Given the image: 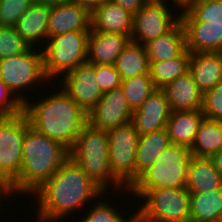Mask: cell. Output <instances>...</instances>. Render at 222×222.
I'll return each instance as SVG.
<instances>
[{
	"instance_id": "1",
	"label": "cell",
	"mask_w": 222,
	"mask_h": 222,
	"mask_svg": "<svg viewBox=\"0 0 222 222\" xmlns=\"http://www.w3.org/2000/svg\"><path fill=\"white\" fill-rule=\"evenodd\" d=\"M38 202V221L55 222L80 209L105 192L69 157L57 172L34 192ZM38 198V199H37Z\"/></svg>"
},
{
	"instance_id": "2",
	"label": "cell",
	"mask_w": 222,
	"mask_h": 222,
	"mask_svg": "<svg viewBox=\"0 0 222 222\" xmlns=\"http://www.w3.org/2000/svg\"><path fill=\"white\" fill-rule=\"evenodd\" d=\"M37 103H24L30 126L37 132L61 143L69 151L76 143L88 114L63 89Z\"/></svg>"
},
{
	"instance_id": "3",
	"label": "cell",
	"mask_w": 222,
	"mask_h": 222,
	"mask_svg": "<svg viewBox=\"0 0 222 222\" xmlns=\"http://www.w3.org/2000/svg\"><path fill=\"white\" fill-rule=\"evenodd\" d=\"M69 157L70 151L65 146L29 126L23 140L20 173L9 186L10 194L17 192L31 195L51 178Z\"/></svg>"
},
{
	"instance_id": "4",
	"label": "cell",
	"mask_w": 222,
	"mask_h": 222,
	"mask_svg": "<svg viewBox=\"0 0 222 222\" xmlns=\"http://www.w3.org/2000/svg\"><path fill=\"white\" fill-rule=\"evenodd\" d=\"M70 157L104 192L108 191L111 184L116 185L114 188L125 189L110 169L109 139L106 130L95 128L87 122L70 150Z\"/></svg>"
},
{
	"instance_id": "5",
	"label": "cell",
	"mask_w": 222,
	"mask_h": 222,
	"mask_svg": "<svg viewBox=\"0 0 222 222\" xmlns=\"http://www.w3.org/2000/svg\"><path fill=\"white\" fill-rule=\"evenodd\" d=\"M190 158L188 147L169 145L127 191L140 199L148 189L186 187Z\"/></svg>"
},
{
	"instance_id": "6",
	"label": "cell",
	"mask_w": 222,
	"mask_h": 222,
	"mask_svg": "<svg viewBox=\"0 0 222 222\" xmlns=\"http://www.w3.org/2000/svg\"><path fill=\"white\" fill-rule=\"evenodd\" d=\"M89 34L90 31H73L48 39L46 47H41L44 74L48 80L64 76L86 63Z\"/></svg>"
},
{
	"instance_id": "7",
	"label": "cell",
	"mask_w": 222,
	"mask_h": 222,
	"mask_svg": "<svg viewBox=\"0 0 222 222\" xmlns=\"http://www.w3.org/2000/svg\"><path fill=\"white\" fill-rule=\"evenodd\" d=\"M141 198L143 204L137 213L148 222H190L186 187L148 189Z\"/></svg>"
},
{
	"instance_id": "8",
	"label": "cell",
	"mask_w": 222,
	"mask_h": 222,
	"mask_svg": "<svg viewBox=\"0 0 222 222\" xmlns=\"http://www.w3.org/2000/svg\"><path fill=\"white\" fill-rule=\"evenodd\" d=\"M0 79L13 93H16L19 100L25 103L28 98H25L27 96H24L23 89H30L29 87L32 88L33 84L37 86L39 82L48 81L44 74L41 48L36 50L35 47H30L20 55L1 59ZM17 91L19 92L17 93Z\"/></svg>"
},
{
	"instance_id": "9",
	"label": "cell",
	"mask_w": 222,
	"mask_h": 222,
	"mask_svg": "<svg viewBox=\"0 0 222 222\" xmlns=\"http://www.w3.org/2000/svg\"><path fill=\"white\" fill-rule=\"evenodd\" d=\"M29 126L24 112L0 119V180L8 187L20 173L23 140Z\"/></svg>"
},
{
	"instance_id": "10",
	"label": "cell",
	"mask_w": 222,
	"mask_h": 222,
	"mask_svg": "<svg viewBox=\"0 0 222 222\" xmlns=\"http://www.w3.org/2000/svg\"><path fill=\"white\" fill-rule=\"evenodd\" d=\"M107 132L110 169L125 188L129 189L136 181V151L140 134L132 122Z\"/></svg>"
},
{
	"instance_id": "11",
	"label": "cell",
	"mask_w": 222,
	"mask_h": 222,
	"mask_svg": "<svg viewBox=\"0 0 222 222\" xmlns=\"http://www.w3.org/2000/svg\"><path fill=\"white\" fill-rule=\"evenodd\" d=\"M171 9L164 2H145L133 15L131 40L144 45L170 31L180 21V13L172 14Z\"/></svg>"
},
{
	"instance_id": "12",
	"label": "cell",
	"mask_w": 222,
	"mask_h": 222,
	"mask_svg": "<svg viewBox=\"0 0 222 222\" xmlns=\"http://www.w3.org/2000/svg\"><path fill=\"white\" fill-rule=\"evenodd\" d=\"M95 77V65L85 63L67 72L59 80L63 91L87 114L103 95Z\"/></svg>"
},
{
	"instance_id": "13",
	"label": "cell",
	"mask_w": 222,
	"mask_h": 222,
	"mask_svg": "<svg viewBox=\"0 0 222 222\" xmlns=\"http://www.w3.org/2000/svg\"><path fill=\"white\" fill-rule=\"evenodd\" d=\"M129 108L121 88L103 93L99 101L88 113V123L102 130H110L132 120Z\"/></svg>"
},
{
	"instance_id": "14",
	"label": "cell",
	"mask_w": 222,
	"mask_h": 222,
	"mask_svg": "<svg viewBox=\"0 0 222 222\" xmlns=\"http://www.w3.org/2000/svg\"><path fill=\"white\" fill-rule=\"evenodd\" d=\"M164 91L156 88L146 101L132 113V124L140 134H147L166 128L171 114Z\"/></svg>"
},
{
	"instance_id": "15",
	"label": "cell",
	"mask_w": 222,
	"mask_h": 222,
	"mask_svg": "<svg viewBox=\"0 0 222 222\" xmlns=\"http://www.w3.org/2000/svg\"><path fill=\"white\" fill-rule=\"evenodd\" d=\"M91 14L83 7L67 3L51 7L48 20V39L73 31H90Z\"/></svg>"
},
{
	"instance_id": "16",
	"label": "cell",
	"mask_w": 222,
	"mask_h": 222,
	"mask_svg": "<svg viewBox=\"0 0 222 222\" xmlns=\"http://www.w3.org/2000/svg\"><path fill=\"white\" fill-rule=\"evenodd\" d=\"M131 38L120 33L90 31L86 63L90 65H114L116 58Z\"/></svg>"
},
{
	"instance_id": "17",
	"label": "cell",
	"mask_w": 222,
	"mask_h": 222,
	"mask_svg": "<svg viewBox=\"0 0 222 222\" xmlns=\"http://www.w3.org/2000/svg\"><path fill=\"white\" fill-rule=\"evenodd\" d=\"M161 89L166 95L171 111L202 110L204 94L199 90L189 71Z\"/></svg>"
},
{
	"instance_id": "18",
	"label": "cell",
	"mask_w": 222,
	"mask_h": 222,
	"mask_svg": "<svg viewBox=\"0 0 222 222\" xmlns=\"http://www.w3.org/2000/svg\"><path fill=\"white\" fill-rule=\"evenodd\" d=\"M133 15L118 4L106 0L91 14L90 31L120 33L131 38Z\"/></svg>"
},
{
	"instance_id": "19",
	"label": "cell",
	"mask_w": 222,
	"mask_h": 222,
	"mask_svg": "<svg viewBox=\"0 0 222 222\" xmlns=\"http://www.w3.org/2000/svg\"><path fill=\"white\" fill-rule=\"evenodd\" d=\"M188 71L205 94L222 81V53L190 52Z\"/></svg>"
},
{
	"instance_id": "20",
	"label": "cell",
	"mask_w": 222,
	"mask_h": 222,
	"mask_svg": "<svg viewBox=\"0 0 222 222\" xmlns=\"http://www.w3.org/2000/svg\"><path fill=\"white\" fill-rule=\"evenodd\" d=\"M51 7L34 3L25 11L15 25L17 33L31 46L38 49L36 43L44 45L48 40V20Z\"/></svg>"
},
{
	"instance_id": "21",
	"label": "cell",
	"mask_w": 222,
	"mask_h": 222,
	"mask_svg": "<svg viewBox=\"0 0 222 222\" xmlns=\"http://www.w3.org/2000/svg\"><path fill=\"white\" fill-rule=\"evenodd\" d=\"M189 52L222 53V24L181 22Z\"/></svg>"
},
{
	"instance_id": "22",
	"label": "cell",
	"mask_w": 222,
	"mask_h": 222,
	"mask_svg": "<svg viewBox=\"0 0 222 222\" xmlns=\"http://www.w3.org/2000/svg\"><path fill=\"white\" fill-rule=\"evenodd\" d=\"M186 188L189 193L222 189V177L210 157L191 155L188 164Z\"/></svg>"
},
{
	"instance_id": "23",
	"label": "cell",
	"mask_w": 222,
	"mask_h": 222,
	"mask_svg": "<svg viewBox=\"0 0 222 222\" xmlns=\"http://www.w3.org/2000/svg\"><path fill=\"white\" fill-rule=\"evenodd\" d=\"M203 118L202 110L172 111L166 124L171 144L190 148Z\"/></svg>"
},
{
	"instance_id": "24",
	"label": "cell",
	"mask_w": 222,
	"mask_h": 222,
	"mask_svg": "<svg viewBox=\"0 0 222 222\" xmlns=\"http://www.w3.org/2000/svg\"><path fill=\"white\" fill-rule=\"evenodd\" d=\"M149 61L178 57L186 49L183 24L179 21L170 31L144 44Z\"/></svg>"
},
{
	"instance_id": "25",
	"label": "cell",
	"mask_w": 222,
	"mask_h": 222,
	"mask_svg": "<svg viewBox=\"0 0 222 222\" xmlns=\"http://www.w3.org/2000/svg\"><path fill=\"white\" fill-rule=\"evenodd\" d=\"M171 145L166 128L140 135L136 151V180Z\"/></svg>"
},
{
	"instance_id": "26",
	"label": "cell",
	"mask_w": 222,
	"mask_h": 222,
	"mask_svg": "<svg viewBox=\"0 0 222 222\" xmlns=\"http://www.w3.org/2000/svg\"><path fill=\"white\" fill-rule=\"evenodd\" d=\"M190 222L222 221V189L190 193Z\"/></svg>"
},
{
	"instance_id": "27",
	"label": "cell",
	"mask_w": 222,
	"mask_h": 222,
	"mask_svg": "<svg viewBox=\"0 0 222 222\" xmlns=\"http://www.w3.org/2000/svg\"><path fill=\"white\" fill-rule=\"evenodd\" d=\"M114 67L120 74L121 80L149 73L150 62L144 45L130 40L116 58Z\"/></svg>"
},
{
	"instance_id": "28",
	"label": "cell",
	"mask_w": 222,
	"mask_h": 222,
	"mask_svg": "<svg viewBox=\"0 0 222 222\" xmlns=\"http://www.w3.org/2000/svg\"><path fill=\"white\" fill-rule=\"evenodd\" d=\"M222 148V121L203 118L192 146L191 155L211 157Z\"/></svg>"
},
{
	"instance_id": "29",
	"label": "cell",
	"mask_w": 222,
	"mask_h": 222,
	"mask_svg": "<svg viewBox=\"0 0 222 222\" xmlns=\"http://www.w3.org/2000/svg\"><path fill=\"white\" fill-rule=\"evenodd\" d=\"M190 52L185 49L178 57L163 60L149 61V74L156 88H163L177 77L189 70Z\"/></svg>"
},
{
	"instance_id": "30",
	"label": "cell",
	"mask_w": 222,
	"mask_h": 222,
	"mask_svg": "<svg viewBox=\"0 0 222 222\" xmlns=\"http://www.w3.org/2000/svg\"><path fill=\"white\" fill-rule=\"evenodd\" d=\"M180 11L181 22L222 24V0H193Z\"/></svg>"
},
{
	"instance_id": "31",
	"label": "cell",
	"mask_w": 222,
	"mask_h": 222,
	"mask_svg": "<svg viewBox=\"0 0 222 222\" xmlns=\"http://www.w3.org/2000/svg\"><path fill=\"white\" fill-rule=\"evenodd\" d=\"M120 88L132 112L137 110L156 89L149 73L122 80Z\"/></svg>"
},
{
	"instance_id": "32",
	"label": "cell",
	"mask_w": 222,
	"mask_h": 222,
	"mask_svg": "<svg viewBox=\"0 0 222 222\" xmlns=\"http://www.w3.org/2000/svg\"><path fill=\"white\" fill-rule=\"evenodd\" d=\"M30 47L15 27L0 26V60L20 55Z\"/></svg>"
},
{
	"instance_id": "33",
	"label": "cell",
	"mask_w": 222,
	"mask_h": 222,
	"mask_svg": "<svg viewBox=\"0 0 222 222\" xmlns=\"http://www.w3.org/2000/svg\"><path fill=\"white\" fill-rule=\"evenodd\" d=\"M35 0H0V26L15 27Z\"/></svg>"
},
{
	"instance_id": "34",
	"label": "cell",
	"mask_w": 222,
	"mask_h": 222,
	"mask_svg": "<svg viewBox=\"0 0 222 222\" xmlns=\"http://www.w3.org/2000/svg\"><path fill=\"white\" fill-rule=\"evenodd\" d=\"M96 203L89 213H85V218L83 217L79 222H126L128 220L126 217L123 218L122 211L119 213L117 209H114V206H110L111 203L104 202L103 197L101 201Z\"/></svg>"
},
{
	"instance_id": "35",
	"label": "cell",
	"mask_w": 222,
	"mask_h": 222,
	"mask_svg": "<svg viewBox=\"0 0 222 222\" xmlns=\"http://www.w3.org/2000/svg\"><path fill=\"white\" fill-rule=\"evenodd\" d=\"M202 111L205 118L222 121V81L204 94Z\"/></svg>"
},
{
	"instance_id": "36",
	"label": "cell",
	"mask_w": 222,
	"mask_h": 222,
	"mask_svg": "<svg viewBox=\"0 0 222 222\" xmlns=\"http://www.w3.org/2000/svg\"><path fill=\"white\" fill-rule=\"evenodd\" d=\"M95 75L103 93L120 88L122 80L114 65H95Z\"/></svg>"
},
{
	"instance_id": "37",
	"label": "cell",
	"mask_w": 222,
	"mask_h": 222,
	"mask_svg": "<svg viewBox=\"0 0 222 222\" xmlns=\"http://www.w3.org/2000/svg\"><path fill=\"white\" fill-rule=\"evenodd\" d=\"M0 79V113L3 116L19 115L24 112V103Z\"/></svg>"
},
{
	"instance_id": "38",
	"label": "cell",
	"mask_w": 222,
	"mask_h": 222,
	"mask_svg": "<svg viewBox=\"0 0 222 222\" xmlns=\"http://www.w3.org/2000/svg\"><path fill=\"white\" fill-rule=\"evenodd\" d=\"M124 10L130 12L132 15H135L141 7L145 4V0H110Z\"/></svg>"
},
{
	"instance_id": "39",
	"label": "cell",
	"mask_w": 222,
	"mask_h": 222,
	"mask_svg": "<svg viewBox=\"0 0 222 222\" xmlns=\"http://www.w3.org/2000/svg\"><path fill=\"white\" fill-rule=\"evenodd\" d=\"M106 0H70L71 3L77 4L92 14Z\"/></svg>"
},
{
	"instance_id": "40",
	"label": "cell",
	"mask_w": 222,
	"mask_h": 222,
	"mask_svg": "<svg viewBox=\"0 0 222 222\" xmlns=\"http://www.w3.org/2000/svg\"><path fill=\"white\" fill-rule=\"evenodd\" d=\"M210 158L222 177V148L218 152L214 153Z\"/></svg>"
},
{
	"instance_id": "41",
	"label": "cell",
	"mask_w": 222,
	"mask_h": 222,
	"mask_svg": "<svg viewBox=\"0 0 222 222\" xmlns=\"http://www.w3.org/2000/svg\"><path fill=\"white\" fill-rule=\"evenodd\" d=\"M35 1L50 7L70 3V0H35Z\"/></svg>"
},
{
	"instance_id": "42",
	"label": "cell",
	"mask_w": 222,
	"mask_h": 222,
	"mask_svg": "<svg viewBox=\"0 0 222 222\" xmlns=\"http://www.w3.org/2000/svg\"><path fill=\"white\" fill-rule=\"evenodd\" d=\"M4 196L7 198V196L10 197L11 194L9 192V187L3 181L0 180V199H1L0 201H2V198Z\"/></svg>"
},
{
	"instance_id": "43",
	"label": "cell",
	"mask_w": 222,
	"mask_h": 222,
	"mask_svg": "<svg viewBox=\"0 0 222 222\" xmlns=\"http://www.w3.org/2000/svg\"><path fill=\"white\" fill-rule=\"evenodd\" d=\"M126 222H148L145 219H143L138 213H134L131 215L130 218Z\"/></svg>"
},
{
	"instance_id": "44",
	"label": "cell",
	"mask_w": 222,
	"mask_h": 222,
	"mask_svg": "<svg viewBox=\"0 0 222 222\" xmlns=\"http://www.w3.org/2000/svg\"><path fill=\"white\" fill-rule=\"evenodd\" d=\"M174 2V5H177L178 9L179 8H185L191 1L193 0H171Z\"/></svg>"
},
{
	"instance_id": "45",
	"label": "cell",
	"mask_w": 222,
	"mask_h": 222,
	"mask_svg": "<svg viewBox=\"0 0 222 222\" xmlns=\"http://www.w3.org/2000/svg\"><path fill=\"white\" fill-rule=\"evenodd\" d=\"M145 2H164V3H167V2H170L169 0L165 1V0H145Z\"/></svg>"
}]
</instances>
